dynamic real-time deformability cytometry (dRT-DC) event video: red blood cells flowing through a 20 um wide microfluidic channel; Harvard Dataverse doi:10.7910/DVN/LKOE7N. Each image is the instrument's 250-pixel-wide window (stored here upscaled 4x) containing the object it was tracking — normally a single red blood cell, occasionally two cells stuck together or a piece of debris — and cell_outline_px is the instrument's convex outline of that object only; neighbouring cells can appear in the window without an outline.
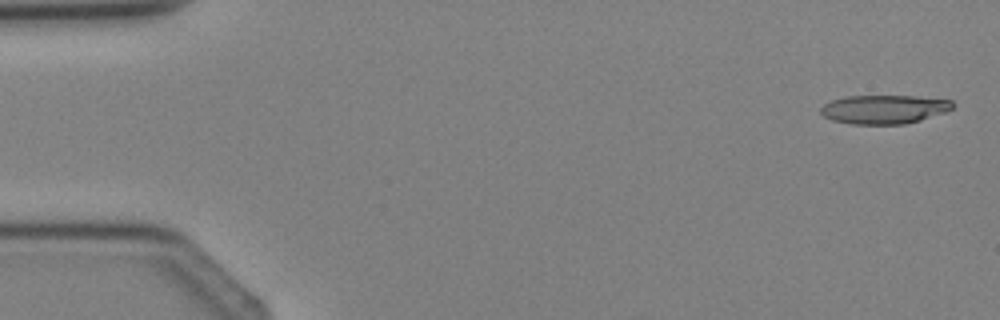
{"species": "Egyptian fruit bat (a non-hibernating species)", "species_latin": "Rousettus aegyptiacus", "temperature_condition": "cold", "stored_images_in_passage": 5, "camera_frame_rate_fps": 3000, "um_per_image_px": 0.085, "animal": {"sex": "female"}, "frame": {"image": 1, "passage_image": 1, "time_ms": 0.0, "image_size_px": [1000, 320], "cell_outline_px": [[956, 104], [952, 108], [944, 112], [920, 120], [904, 124], [852, 124], [832, 120], [824, 116], [820, 112], [820, 108], [824, 104], [832, 100], [844, 96], [916, 96], [952, 100]], "centroid_in_image_um": [75.14, 9.28], "position_along_channel_um": 9.9, "area_um2": 22.14}}
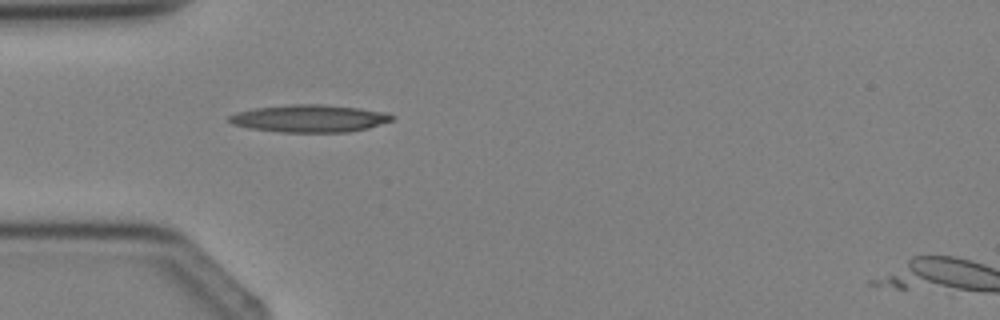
{"frame": {"image": 2, "passage_image": 4, "time_ms": 3.333, "image_size_px": [1000, 320], "cell_outline_px": [[392, 120], [368, 128], [348, 132], [280, 132], [248, 128], [232, 124], [228, 120], [228, 116], [236, 112], [252, 108], [288, 104], [324, 104], [360, 108], [388, 112], [392, 116]], "centroid_in_image_um": [26.27, 10.06], "position_along_channel_um": 58.7, "area_um2": 26.24}}